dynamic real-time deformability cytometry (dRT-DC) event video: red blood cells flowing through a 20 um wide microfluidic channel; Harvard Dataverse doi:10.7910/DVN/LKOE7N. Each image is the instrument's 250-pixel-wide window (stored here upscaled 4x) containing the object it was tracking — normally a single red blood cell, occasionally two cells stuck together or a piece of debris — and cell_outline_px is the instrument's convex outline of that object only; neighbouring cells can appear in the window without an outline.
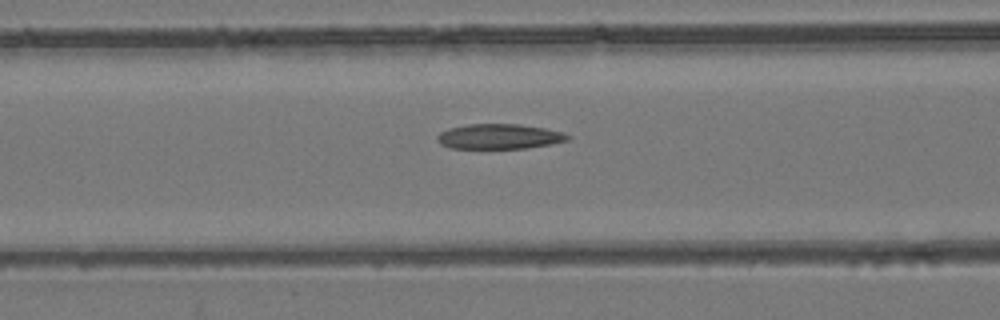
{"species": "common noctule bat (a hibernating species)", "species_latin": "Nyctalus noctula", "temperature_condition": "room temperature", "stored_images_in_passage": 53, "camera_frame_rate_fps": 3000, "um_per_image_px": 0.085, "animal": {"sex": "female", "body_mass_g": 24.6, "forearm_length_mm": 56.2}, "frame": {"image": 1, "passage_image": 22, "time_ms": 7.0, "image_size_px": [1000, 320], "cell_outline_px": [[572, 136], [568, 140], [552, 144], [528, 148], [448, 148], [440, 144], [436, 140], [436, 136], [440, 132], [448, 128], [468, 124], [520, 124], [544, 128], [560, 132]], "centroid_in_image_um": [42.4, 11.6], "position_along_channel_um": 124.2, "area_um2": 19.13}}
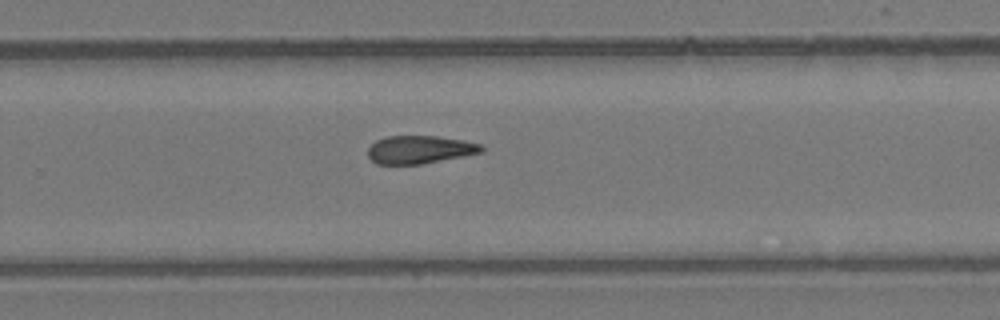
{"frame": {"image": 2, "passage_image": 35, "time_ms": 11.333, "image_size_px": [1000, 320], "cell_outline_px": [[484, 152], [420, 164], [376, 164], [368, 156], [368, 148], [376, 140], [388, 136], [436, 136], [464, 140], [480, 144], [484, 148]], "centroid_in_image_um": [35.68, 12.71], "position_along_channel_um": 294.1, "area_um2": 18.44}}
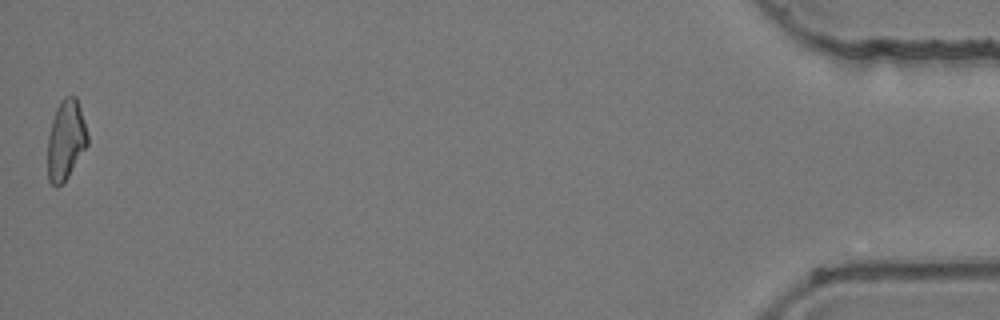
{"frame": {"image": 3, "passage_image": 53, "time_ms": 17.333, "image_size_px": [1000, 320], "cell_outline_px": [[88, 144], [68, 176], [56, 188], [48, 180], [48, 136], [52, 120], [56, 108], [60, 100], [64, 96], [76, 96], [84, 120], [88, 136]], "centroid_in_image_um": [5.59, 11.87], "position_along_channel_um": 429.6, "area_um2": 18.44}, "authors_computed_cell_mechanics": {"area_um2": 19.363, "velocity_mm_per_s": 3.9275, "shape_relaxation_time_tau1_ms": null, "shape_relaxation_time_tau2_ms": 6.1653, "deformation_change_tau1": null, "deformation_change_tau2": 0.157}}